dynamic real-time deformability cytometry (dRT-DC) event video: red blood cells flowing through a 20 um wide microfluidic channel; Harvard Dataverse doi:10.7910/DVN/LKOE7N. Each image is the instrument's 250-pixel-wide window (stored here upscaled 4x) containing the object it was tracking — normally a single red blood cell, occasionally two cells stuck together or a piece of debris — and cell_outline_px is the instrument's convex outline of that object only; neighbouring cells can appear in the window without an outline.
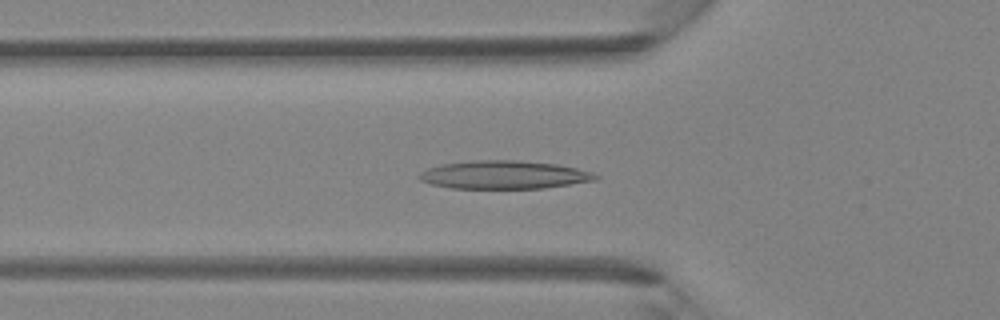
{"species": "Egyptian fruit bat (a non-hibernating species)", "species_latin": "Rousettus aegyptiacus", "temperature_condition": "room temperature", "stored_images_in_passage": 41, "camera_frame_rate_fps": 3000, "um_per_image_px": 0.085, "animal": {"sex": "female"}, "frame": {"image": 1, "passage_image": 12, "time_ms": 3.667, "image_size_px": [1000, 320], "cell_outline_px": [[600, 176], [596, 180], [544, 188], [452, 188], [432, 184], [420, 180], [416, 176], [420, 172], [428, 168], [440, 164], [472, 160], [520, 160], [560, 164], [592, 172]], "centroid_in_image_um": [42.84, 14.84], "position_along_channel_um": 83.0, "area_um2": 29.13}}
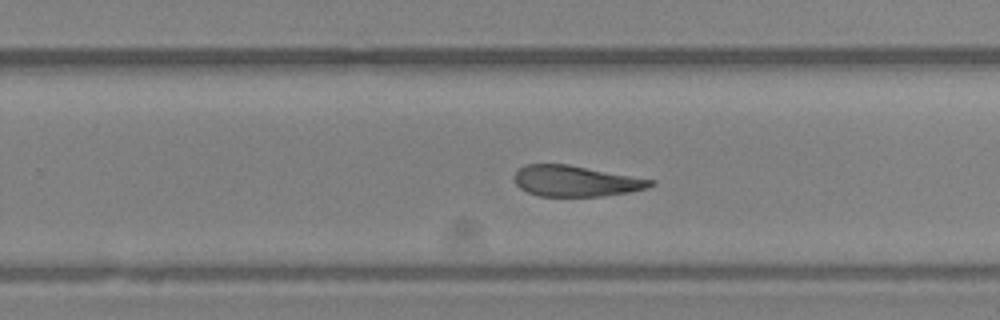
{"frame": {"image": 2, "passage_image": 25, "time_ms": 8.0, "image_size_px": [1000, 320], "cell_outline_px": [[656, 184], [648, 188], [628, 192], [604, 196], [540, 196], [528, 192], [520, 188], [516, 184], [512, 176], [524, 164], [568, 164], [656, 180]], "centroid_in_image_um": [48.95, 15.38], "position_along_channel_um": 280.8, "area_um2": 24.62}}
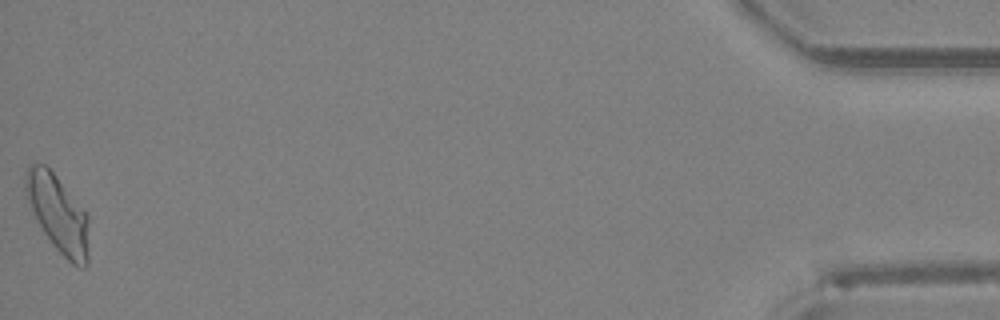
{"frame": {"image": 3, "passage_image": 41, "time_ms": 13.333, "image_size_px": [1000, 320], "cell_outline_px": [[88, 264], [84, 268], [80, 268], [72, 264], [52, 244], [44, 232], [28, 200], [24, 188], [24, 184], [28, 168], [32, 164], [44, 164], [56, 176], [88, 216]], "centroid_in_image_um": [4.96, 18.21], "position_along_channel_um": 430.2, "area_um2": 27.69}}